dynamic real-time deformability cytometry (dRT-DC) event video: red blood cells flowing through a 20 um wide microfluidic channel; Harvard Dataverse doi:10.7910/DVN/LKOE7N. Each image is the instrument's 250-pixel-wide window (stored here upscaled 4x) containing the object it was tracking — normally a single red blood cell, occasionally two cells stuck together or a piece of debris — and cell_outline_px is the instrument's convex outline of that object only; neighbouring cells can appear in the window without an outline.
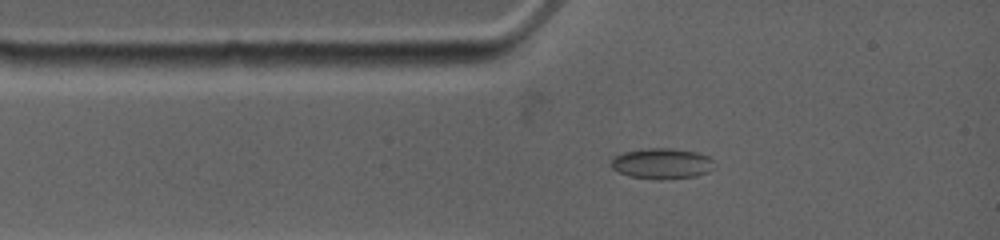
{"species": "common noctule bat (a hibernating species)", "species_latin": "Nyctalus noctula", "temperature_condition": "warm", "stored_images_in_passage": 16, "camera_frame_rate_fps": 4500, "um_per_image_px": 0.085, "animal": {"sex": "female", "body_mass_g": 19.0, "forearm_length_mm": 53.3}, "frame": {"image": 1, "passage_image": 5, "time_ms": 1.556, "image_size_px": [1000, 240], "cell_outline_px": [[716, 168], [708, 172], [696, 176], [632, 176], [620, 172], [612, 168], [612, 156], [624, 152], [648, 148], [672, 148], [696, 152], [708, 156], [712, 160]], "centroid_in_image_um": [56.3, 13.84], "position_along_channel_um": 28.7, "area_um2": 17.51}}
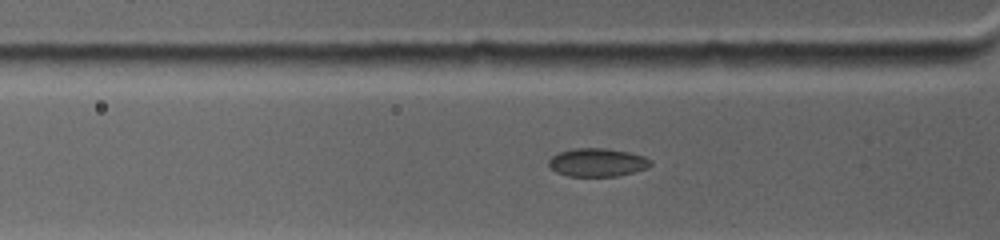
{"frame": {"image": 2, "passage_image": 11, "time_ms": 2.889, "image_size_px": [1000, 240], "cell_outline_px": [[652, 164], [648, 168], [616, 176], [568, 176], [556, 172], [548, 164], [548, 160], [556, 152], [572, 148], [608, 148], [628, 152], [644, 156], [652, 160]], "centroid_in_image_um": [50.76, 13.79], "position_along_channel_um": 75.0, "area_um2": 16.94}}